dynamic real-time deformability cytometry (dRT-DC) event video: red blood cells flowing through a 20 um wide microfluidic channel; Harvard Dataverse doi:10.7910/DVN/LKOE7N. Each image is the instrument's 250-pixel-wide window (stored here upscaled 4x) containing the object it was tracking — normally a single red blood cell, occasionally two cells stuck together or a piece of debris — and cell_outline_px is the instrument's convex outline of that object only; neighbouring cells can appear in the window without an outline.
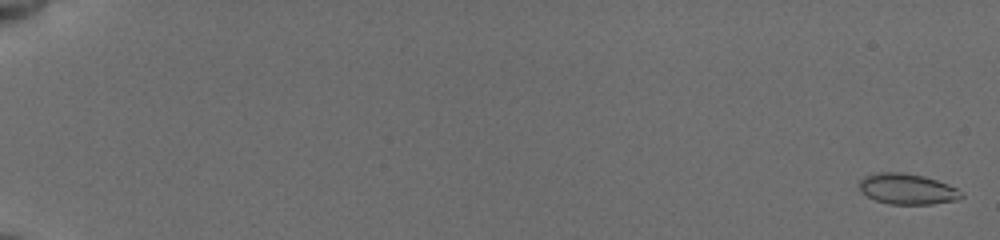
{"species": "common noctule bat (a hibernating species)", "species_latin": "Nyctalus noctula", "temperature_condition": "cold", "stored_images_in_passage": 24, "camera_frame_rate_fps": 3000, "um_per_image_px": 0.085, "animal": {"sex": "female", "body_mass_g": 19.5, "forearm_length_mm": 54.1}, "frame": {"image": 1, "passage_image": 3, "time_ms": 0.333, "image_size_px": [1000, 240], "cell_outline_px": [[964, 196], [956, 200], [932, 204], [888, 204], [876, 200], [868, 196], [860, 188], [860, 180], [864, 176], [880, 172], [900, 172], [924, 176], [936, 180], [956, 188]], "centroid_in_image_um": [77.12, 16.06], "position_along_channel_um": 7.9, "area_um2": 17.98}}